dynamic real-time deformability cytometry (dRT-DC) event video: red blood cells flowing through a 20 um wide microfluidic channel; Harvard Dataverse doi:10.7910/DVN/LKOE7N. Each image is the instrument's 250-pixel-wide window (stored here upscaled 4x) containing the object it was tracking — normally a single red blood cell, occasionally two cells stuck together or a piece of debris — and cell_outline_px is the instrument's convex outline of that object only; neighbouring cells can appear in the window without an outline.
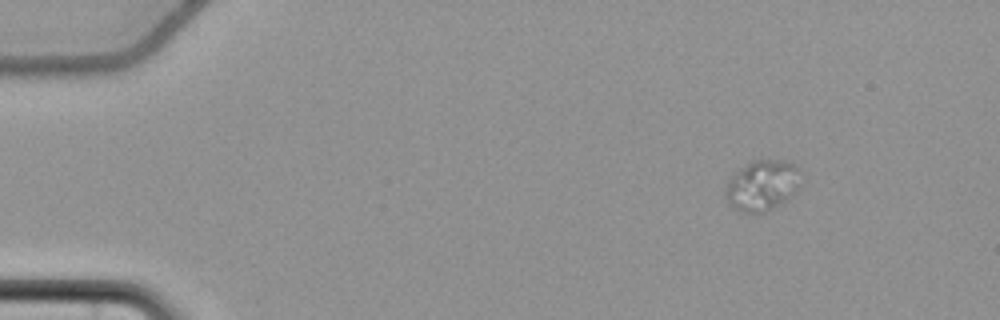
{"species": "common noctule bat (a hibernating species)", "species_latin": "Nyctalus noctula", "temperature_condition": "cold", "stored_images_in_passage": 52, "camera_frame_rate_fps": 3000, "um_per_image_px": 0.085, "animal": {"sex": "female", "body_mass_g": 22.7, "forearm_length_mm": 54.2}, "frame": {"image": 1, "passage_image": 1, "time_ms": 0.0, "image_size_px": [1000, 320], "cell_outline_px": [[800, 188], [792, 196], [780, 204], [760, 216], [756, 216], [740, 212], [728, 204], [724, 196], [724, 192], [728, 180], [740, 168], [752, 160], [788, 160], [796, 168]], "centroid_in_image_um": [64.74, 15.82], "position_along_channel_um": 20.3, "area_um2": 22.66}}
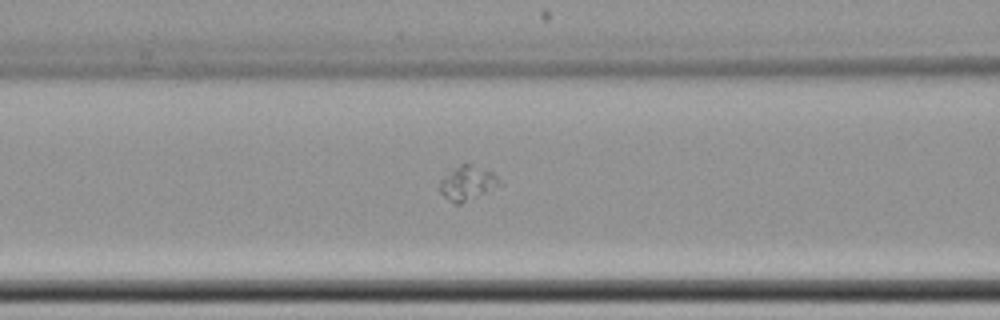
{"frame": {"image": 2, "passage_image": 19, "time_ms": 6.0, "image_size_px": [1000, 320], "cell_outline_px": [[496, 184], [484, 192], [460, 204], [456, 204], [448, 200], [440, 192], [440, 180], [452, 168], [460, 164], [468, 164], [492, 172], [496, 176]], "centroid_in_image_um": [39.6, 15.55], "position_along_channel_um": 127.0, "area_um2": 11.21}}
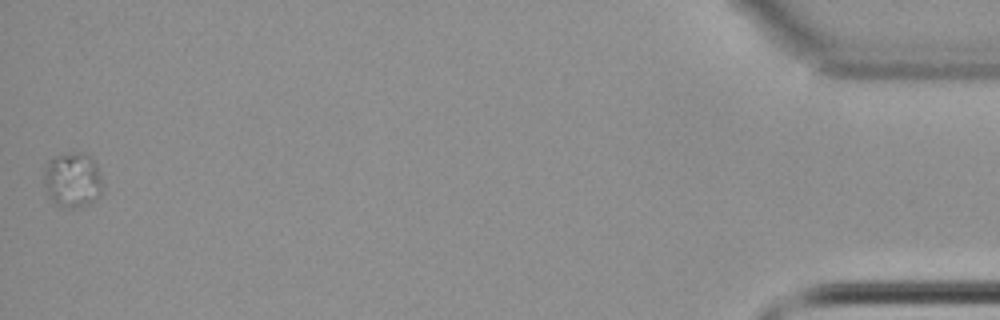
{"frame": {"image": 3, "passage_image": 52, "time_ms": 17.0, "image_size_px": [1000, 320], "cell_outline_px": [[104, 192], [96, 200], [88, 204], [76, 208], [60, 208], [52, 200], [44, 184], [44, 168], [48, 160], [52, 156], [68, 152], [80, 152], [92, 156], [100, 172], [104, 184]], "centroid_in_image_um": [6.21, 15.28], "position_along_channel_um": 429.0, "area_um2": 19.54}}